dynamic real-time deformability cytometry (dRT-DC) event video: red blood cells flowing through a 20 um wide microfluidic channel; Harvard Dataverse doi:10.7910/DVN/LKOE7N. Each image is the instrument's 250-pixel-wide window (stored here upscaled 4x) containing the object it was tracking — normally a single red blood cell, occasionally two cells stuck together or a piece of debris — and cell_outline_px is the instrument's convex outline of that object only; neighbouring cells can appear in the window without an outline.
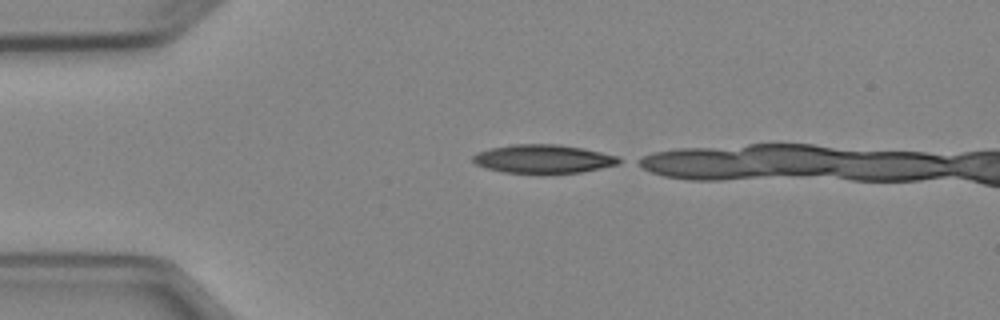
{"species": "Egyptian fruit bat (a non-hibernating species)", "species_latin": "Rousettus aegyptiacus", "temperature_condition": "cold", "stored_images_in_passage": 1, "camera_frame_rate_fps": 3000, "um_per_image_px": 0.085, "animal": {"sex": "female"}, "frame": {"image": 1, "passage_image": 1, "time_ms": 0.0, "image_size_px": [1000, 320], "cell_outline_px": [[628, 160], [620, 164], [580, 172], [540, 176], [504, 172], [488, 168], [476, 164], [472, 160], [472, 156], [476, 152], [488, 148], [512, 144], [560, 144], [584, 148], [620, 156]], "centroid_in_image_um": [46.24, 13.53], "position_along_channel_um": 38.8, "area_um2": 25.49}}